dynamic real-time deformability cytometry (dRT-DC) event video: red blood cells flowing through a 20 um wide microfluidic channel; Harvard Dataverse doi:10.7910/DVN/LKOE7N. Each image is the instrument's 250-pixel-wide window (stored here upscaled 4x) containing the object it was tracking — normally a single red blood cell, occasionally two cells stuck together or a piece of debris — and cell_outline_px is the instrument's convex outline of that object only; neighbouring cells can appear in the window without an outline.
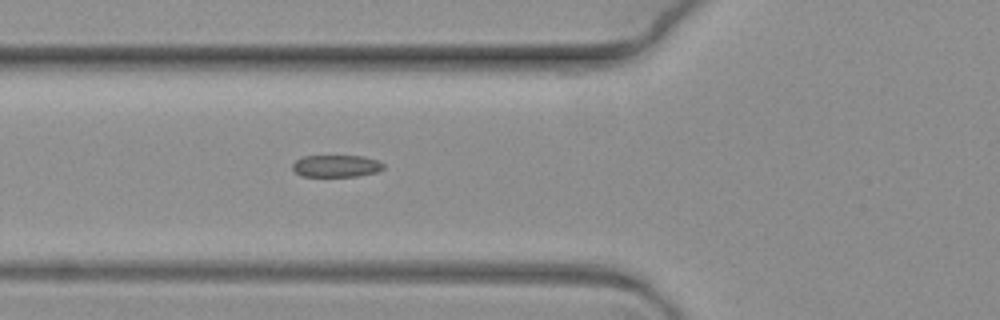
{"species": "common noctule bat (a hibernating species)", "species_latin": "Nyctalus noctula", "temperature_condition": "warm", "stored_images_in_passage": 7, "camera_frame_rate_fps": 3000, "um_per_image_px": 0.085, "animal": {"sex": "female", "body_mass_g": 19.3, "forearm_length_mm": 54.1}, "frame": {"image": 1, "passage_image": 7, "time_ms": 2.0, "image_size_px": [1000, 320], "cell_outline_px": [[384, 168], [376, 172], [356, 176], [304, 176], [296, 172], [292, 168], [292, 164], [296, 160], [304, 156], [364, 156], [380, 160], [384, 164]], "centroid_in_image_um": [28.62, 14.1], "position_along_channel_um": 97.2, "area_um2": 11.68}}